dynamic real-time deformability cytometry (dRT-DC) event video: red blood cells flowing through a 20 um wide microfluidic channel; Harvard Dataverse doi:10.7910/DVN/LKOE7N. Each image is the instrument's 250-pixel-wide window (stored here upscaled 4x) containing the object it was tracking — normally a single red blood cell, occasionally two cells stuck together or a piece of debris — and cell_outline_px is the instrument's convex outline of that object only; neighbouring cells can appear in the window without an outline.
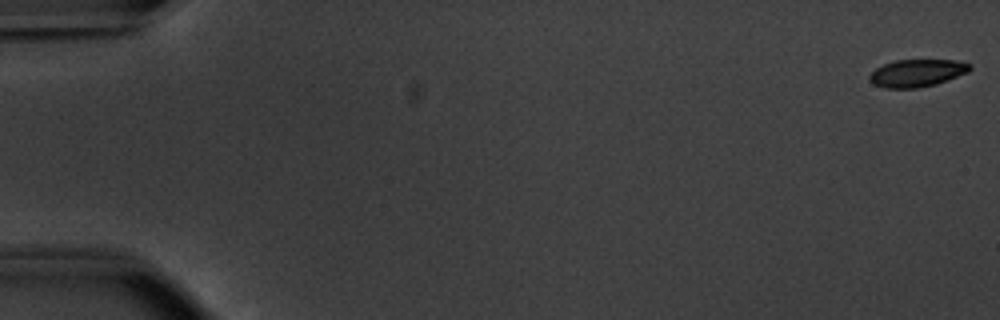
{"species": "common noctule bat (a hibernating species)", "species_latin": "Nyctalus noctula", "temperature_condition": "warm", "stored_images_in_passage": 53, "camera_frame_rate_fps": 3000, "um_per_image_px": 0.085, "animal": {"sex": "male", "body_mass_g": 20.1, "forearm_length_mm": 53.5}, "frame": {"image": 1, "passage_image": 1, "time_ms": 0.0, "image_size_px": [1000, 320], "cell_outline_px": [[972, 68], [968, 72], [948, 80], [936, 84], [916, 88], [884, 88], [872, 84], [868, 80], [868, 76], [876, 68], [884, 64], [896, 60], [956, 60], [972, 64]], "centroid_in_image_um": [77.94, 6.21], "position_along_channel_um": 7.1, "area_um2": 16.18}}
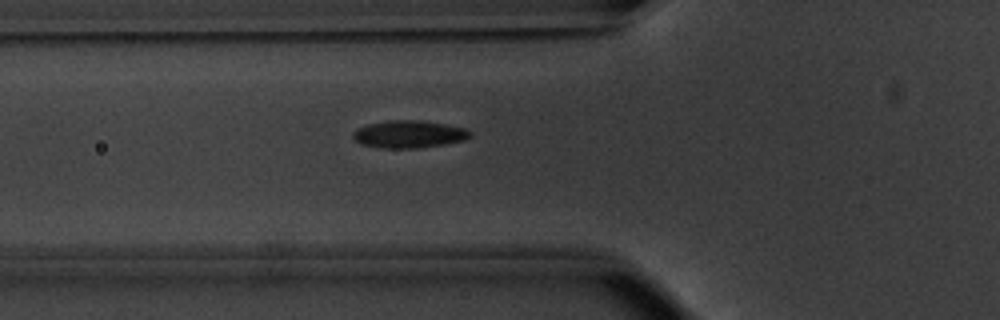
{"frame": {"image": 2, "passage_image": 20, "time_ms": 6.333, "image_size_px": [1000, 320], "cell_outline_px": [[472, 136], [464, 140], [444, 144], [416, 148], [380, 148], [360, 144], [352, 136], [352, 132], [368, 124], [388, 120], [416, 120], [444, 124], [468, 128], [472, 132]], "centroid_in_image_um": [34.78, 11.41], "position_along_channel_um": 91.0, "area_um2": 18.73}}
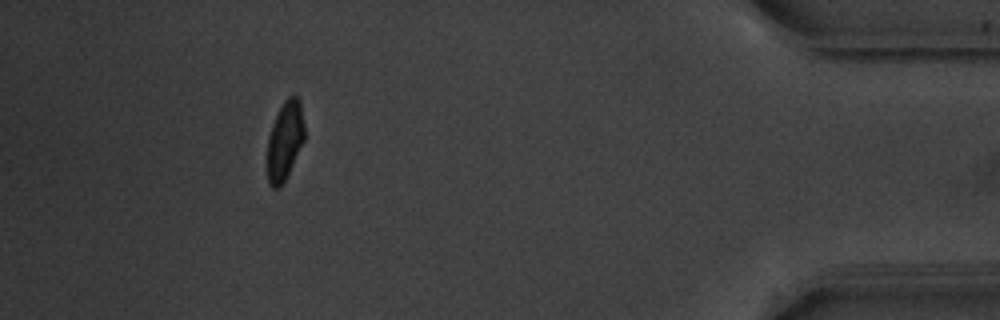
{"frame": {"image": 3, "passage_image": 49, "time_ms": 16.0, "image_size_px": [1000, 320], "cell_outline_px": [[304, 140], [280, 188], [272, 188], [268, 184], [268, 136], [272, 124], [284, 100], [288, 96], [296, 96], [300, 100], [304, 124]], "centroid_in_image_um": [24.21, 11.94], "position_along_channel_um": 411.0, "area_um2": 16.76}, "authors_computed_cell_mechanics": {"area_um2": 17.918, "velocity_mm_per_s": 3.8506, "shape_relaxation_time_tau1_ms": 2.5056, "shape_relaxation_time_tau2_ms": 1.673, "deformation_change_tau1": 0.139, "deformation_change_tau2": 0.0594}}